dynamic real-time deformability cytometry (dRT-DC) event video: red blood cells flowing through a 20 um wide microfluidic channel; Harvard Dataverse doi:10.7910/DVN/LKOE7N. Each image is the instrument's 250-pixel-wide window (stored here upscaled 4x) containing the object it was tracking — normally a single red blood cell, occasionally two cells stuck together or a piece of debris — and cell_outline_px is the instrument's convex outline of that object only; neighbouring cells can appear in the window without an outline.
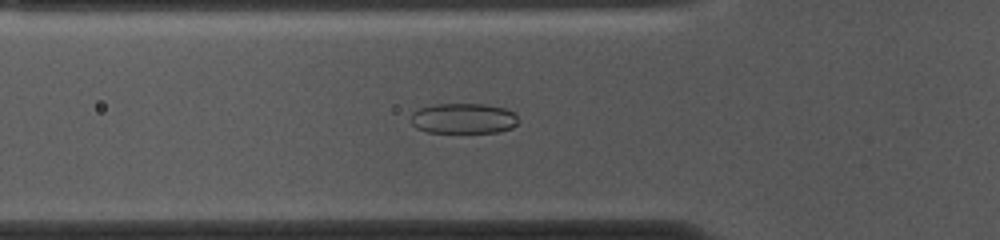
{"species": "common noctule bat (a hibernating species)", "species_latin": "Nyctalus noctula", "temperature_condition": "cold", "stored_images_in_passage": 53, "camera_frame_rate_fps": 3000, "um_per_image_px": 0.085, "animal": {"sex": "female", "body_mass_g": 10.0, "forearm_length_mm": 53.1}, "frame": {"image": 1, "passage_image": 17, "time_ms": 5.333, "image_size_px": [1000, 240], "cell_outline_px": [[516, 124], [512, 128], [500, 132], [428, 132], [416, 128], [412, 124], [412, 112], [420, 108], [432, 104], [484, 104], [504, 108], [516, 112]], "centroid_in_image_um": [39.39, 10.06], "position_along_channel_um": 86.4, "area_um2": 19.02}}
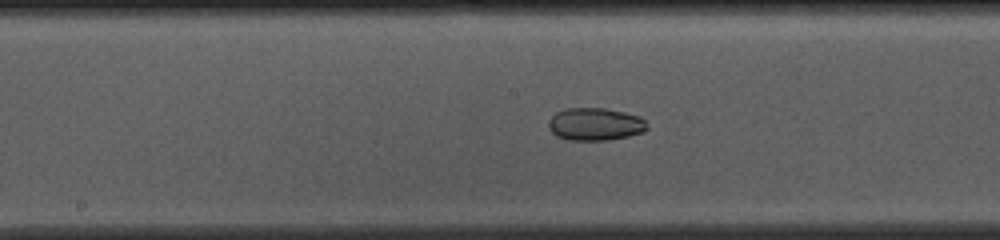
{"frame": {"image": 2, "passage_image": 26, "time_ms": 8.333, "image_size_px": [1000, 240], "cell_outline_px": [[648, 128], [644, 132], [628, 136], [608, 140], [568, 140], [556, 136], [548, 128], [548, 120], [556, 112], [564, 108], [604, 108], [624, 112], [640, 116], [644, 120]], "centroid_in_image_um": [50.57, 10.55], "position_along_channel_um": 197.6, "area_um2": 18.9}}
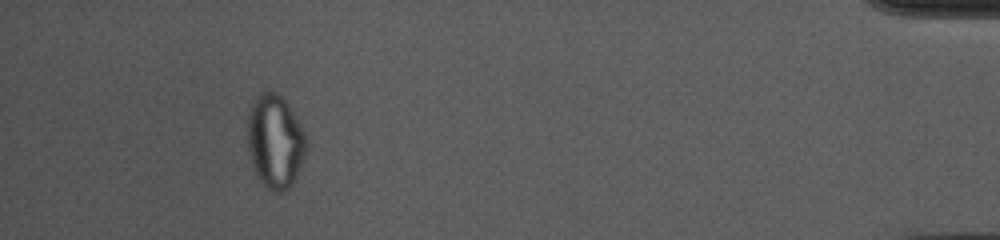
{"frame": {"image": 3, "passage_image": 49, "time_ms": 16.0, "image_size_px": [1000, 240], "cell_outline_px": [[308, 144], [304, 160], [292, 184], [284, 192], [272, 192], [256, 176], [252, 168], [248, 148], [248, 116], [252, 104], [256, 96], [260, 92], [276, 92], [288, 104], [304, 132]], "centroid_in_image_um": [23.39, 12.05], "position_along_channel_um": 411.8, "area_um2": 32.08}, "authors_computed_cell_mechanics": {"area_um2": 24.565, "velocity_mm_per_s": 3.6826, "shape_relaxation_time_tau1_ms": null, "shape_relaxation_time_tau2_ms": 3.5338, "deformation_change_tau1": null, "deformation_change_tau2": 0.062}}